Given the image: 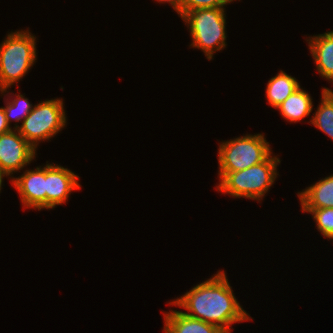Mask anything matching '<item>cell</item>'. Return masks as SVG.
Masks as SVG:
<instances>
[{
  "label": "cell",
  "mask_w": 333,
  "mask_h": 333,
  "mask_svg": "<svg viewBox=\"0 0 333 333\" xmlns=\"http://www.w3.org/2000/svg\"><path fill=\"white\" fill-rule=\"evenodd\" d=\"M229 0H181V18L190 10L225 7Z\"/></svg>",
  "instance_id": "18"
},
{
  "label": "cell",
  "mask_w": 333,
  "mask_h": 333,
  "mask_svg": "<svg viewBox=\"0 0 333 333\" xmlns=\"http://www.w3.org/2000/svg\"><path fill=\"white\" fill-rule=\"evenodd\" d=\"M300 87V83L295 77H292L280 71L275 77H272L266 88V97L268 103L275 109L283 103L289 95L293 94Z\"/></svg>",
  "instance_id": "14"
},
{
  "label": "cell",
  "mask_w": 333,
  "mask_h": 333,
  "mask_svg": "<svg viewBox=\"0 0 333 333\" xmlns=\"http://www.w3.org/2000/svg\"><path fill=\"white\" fill-rule=\"evenodd\" d=\"M9 100L7 101L6 99V107H3L9 126L12 119L17 123H19V121L23 122V120L32 111V104H30L28 98H24L22 94H17L16 98Z\"/></svg>",
  "instance_id": "16"
},
{
  "label": "cell",
  "mask_w": 333,
  "mask_h": 333,
  "mask_svg": "<svg viewBox=\"0 0 333 333\" xmlns=\"http://www.w3.org/2000/svg\"><path fill=\"white\" fill-rule=\"evenodd\" d=\"M169 304L188 310L182 313L220 327L227 333H231L233 323L251 320L235 298L224 271L217 272Z\"/></svg>",
  "instance_id": "1"
},
{
  "label": "cell",
  "mask_w": 333,
  "mask_h": 333,
  "mask_svg": "<svg viewBox=\"0 0 333 333\" xmlns=\"http://www.w3.org/2000/svg\"><path fill=\"white\" fill-rule=\"evenodd\" d=\"M12 130L9 126L7 118L4 113V108L0 107V135Z\"/></svg>",
  "instance_id": "19"
},
{
  "label": "cell",
  "mask_w": 333,
  "mask_h": 333,
  "mask_svg": "<svg viewBox=\"0 0 333 333\" xmlns=\"http://www.w3.org/2000/svg\"><path fill=\"white\" fill-rule=\"evenodd\" d=\"M276 109H279L281 116L285 120L297 123L310 116L313 109L312 98L300 86L283 103L277 106Z\"/></svg>",
  "instance_id": "13"
},
{
  "label": "cell",
  "mask_w": 333,
  "mask_h": 333,
  "mask_svg": "<svg viewBox=\"0 0 333 333\" xmlns=\"http://www.w3.org/2000/svg\"><path fill=\"white\" fill-rule=\"evenodd\" d=\"M302 211L312 214L314 221H316L317 229L323 237L333 239V207L321 209H302Z\"/></svg>",
  "instance_id": "17"
},
{
  "label": "cell",
  "mask_w": 333,
  "mask_h": 333,
  "mask_svg": "<svg viewBox=\"0 0 333 333\" xmlns=\"http://www.w3.org/2000/svg\"><path fill=\"white\" fill-rule=\"evenodd\" d=\"M280 159L272 154L263 162L236 172H219L216 189L232 197L260 201L277 178Z\"/></svg>",
  "instance_id": "2"
},
{
  "label": "cell",
  "mask_w": 333,
  "mask_h": 333,
  "mask_svg": "<svg viewBox=\"0 0 333 333\" xmlns=\"http://www.w3.org/2000/svg\"><path fill=\"white\" fill-rule=\"evenodd\" d=\"M159 3H170L173 9L178 13V15L181 17V0H156Z\"/></svg>",
  "instance_id": "20"
},
{
  "label": "cell",
  "mask_w": 333,
  "mask_h": 333,
  "mask_svg": "<svg viewBox=\"0 0 333 333\" xmlns=\"http://www.w3.org/2000/svg\"><path fill=\"white\" fill-rule=\"evenodd\" d=\"M164 322L165 333H227L220 327L194 319L177 310L164 313Z\"/></svg>",
  "instance_id": "11"
},
{
  "label": "cell",
  "mask_w": 333,
  "mask_h": 333,
  "mask_svg": "<svg viewBox=\"0 0 333 333\" xmlns=\"http://www.w3.org/2000/svg\"><path fill=\"white\" fill-rule=\"evenodd\" d=\"M79 176L57 164H46V209L65 203L72 191L81 188Z\"/></svg>",
  "instance_id": "8"
},
{
  "label": "cell",
  "mask_w": 333,
  "mask_h": 333,
  "mask_svg": "<svg viewBox=\"0 0 333 333\" xmlns=\"http://www.w3.org/2000/svg\"><path fill=\"white\" fill-rule=\"evenodd\" d=\"M302 209L333 207V174L298 192Z\"/></svg>",
  "instance_id": "12"
},
{
  "label": "cell",
  "mask_w": 333,
  "mask_h": 333,
  "mask_svg": "<svg viewBox=\"0 0 333 333\" xmlns=\"http://www.w3.org/2000/svg\"><path fill=\"white\" fill-rule=\"evenodd\" d=\"M36 37L29 30L7 34L0 44V91L19 82L34 65L36 55Z\"/></svg>",
  "instance_id": "3"
},
{
  "label": "cell",
  "mask_w": 333,
  "mask_h": 333,
  "mask_svg": "<svg viewBox=\"0 0 333 333\" xmlns=\"http://www.w3.org/2000/svg\"><path fill=\"white\" fill-rule=\"evenodd\" d=\"M306 39L319 75L333 82V31Z\"/></svg>",
  "instance_id": "10"
},
{
  "label": "cell",
  "mask_w": 333,
  "mask_h": 333,
  "mask_svg": "<svg viewBox=\"0 0 333 333\" xmlns=\"http://www.w3.org/2000/svg\"><path fill=\"white\" fill-rule=\"evenodd\" d=\"M35 155L36 149L17 129L0 135V167L10 176L29 165Z\"/></svg>",
  "instance_id": "7"
},
{
  "label": "cell",
  "mask_w": 333,
  "mask_h": 333,
  "mask_svg": "<svg viewBox=\"0 0 333 333\" xmlns=\"http://www.w3.org/2000/svg\"><path fill=\"white\" fill-rule=\"evenodd\" d=\"M4 176H9V174L7 172H5L1 167H0V191H1V188H2V183H3V177Z\"/></svg>",
  "instance_id": "21"
},
{
  "label": "cell",
  "mask_w": 333,
  "mask_h": 333,
  "mask_svg": "<svg viewBox=\"0 0 333 333\" xmlns=\"http://www.w3.org/2000/svg\"><path fill=\"white\" fill-rule=\"evenodd\" d=\"M263 134L227 140L219 145V172H236L265 161L271 155L269 142Z\"/></svg>",
  "instance_id": "5"
},
{
  "label": "cell",
  "mask_w": 333,
  "mask_h": 333,
  "mask_svg": "<svg viewBox=\"0 0 333 333\" xmlns=\"http://www.w3.org/2000/svg\"><path fill=\"white\" fill-rule=\"evenodd\" d=\"M11 182L25 208L46 209V165L26 170L20 177H12Z\"/></svg>",
  "instance_id": "9"
},
{
  "label": "cell",
  "mask_w": 333,
  "mask_h": 333,
  "mask_svg": "<svg viewBox=\"0 0 333 333\" xmlns=\"http://www.w3.org/2000/svg\"><path fill=\"white\" fill-rule=\"evenodd\" d=\"M63 105L62 99L41 101L33 106L22 125L15 124L13 129L37 149L40 141L49 140L65 127L67 120Z\"/></svg>",
  "instance_id": "6"
},
{
  "label": "cell",
  "mask_w": 333,
  "mask_h": 333,
  "mask_svg": "<svg viewBox=\"0 0 333 333\" xmlns=\"http://www.w3.org/2000/svg\"><path fill=\"white\" fill-rule=\"evenodd\" d=\"M321 95V103L310 122L333 139V91L325 87Z\"/></svg>",
  "instance_id": "15"
},
{
  "label": "cell",
  "mask_w": 333,
  "mask_h": 333,
  "mask_svg": "<svg viewBox=\"0 0 333 333\" xmlns=\"http://www.w3.org/2000/svg\"><path fill=\"white\" fill-rule=\"evenodd\" d=\"M225 8H204L188 11L182 20L189 27L191 47L202 50L208 60L213 59L215 51L226 47Z\"/></svg>",
  "instance_id": "4"
}]
</instances>
